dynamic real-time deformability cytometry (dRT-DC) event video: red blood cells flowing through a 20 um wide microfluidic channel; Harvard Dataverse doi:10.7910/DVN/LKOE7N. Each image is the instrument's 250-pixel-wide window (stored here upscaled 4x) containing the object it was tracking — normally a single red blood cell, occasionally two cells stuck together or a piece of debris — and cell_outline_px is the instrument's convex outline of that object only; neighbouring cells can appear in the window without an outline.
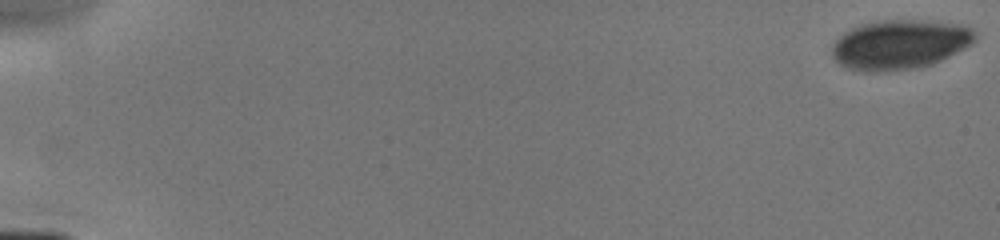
{"species": "human", "species_latin": "Homo sapiens", "temperature_condition": "cold", "stored_images_in_passage": 17, "camera_frame_rate_fps": 3000, "um_per_image_px": 0.085, "donor": {"sex": "male"}, "frame": {"image": 1, "passage_image": 1, "time_ms": 0.0, "image_size_px": [1000, 240], "cell_outline_px": [[976, 40], [972, 44], [932, 64], [920, 68], [880, 72], [864, 72], [844, 68], [832, 56], [832, 44], [844, 32], [860, 24], [880, 20], [920, 20], [960, 24], [972, 28], [976, 36]], "centroid_in_image_um": [76.46, 3.79], "position_along_channel_um": 8.5, "area_um2": 41.56}}
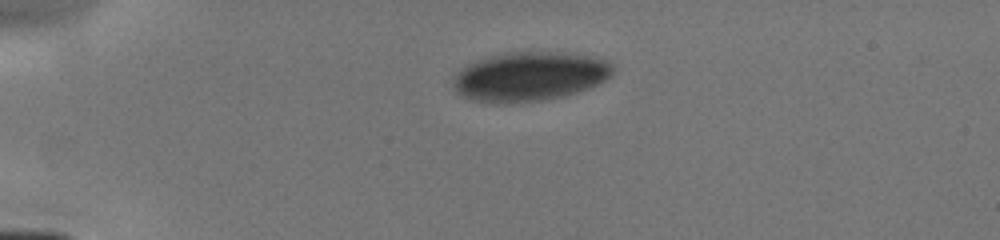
{"frame": {"image": 2, "passage_image": 12, "time_ms": 4.0, "image_size_px": [1000, 240], "cell_outline_px": [[612, 76], [588, 88], [576, 92], [560, 96], [540, 100], [496, 104], [476, 100], [464, 96], [456, 92], [452, 84], [452, 76], [468, 64], [476, 60], [488, 56], [508, 52], [564, 52], [588, 56], [608, 60], [612, 64]], "centroid_in_image_um": [44.98, 6.48], "position_along_channel_um": 40.0, "area_um2": 45.6}}